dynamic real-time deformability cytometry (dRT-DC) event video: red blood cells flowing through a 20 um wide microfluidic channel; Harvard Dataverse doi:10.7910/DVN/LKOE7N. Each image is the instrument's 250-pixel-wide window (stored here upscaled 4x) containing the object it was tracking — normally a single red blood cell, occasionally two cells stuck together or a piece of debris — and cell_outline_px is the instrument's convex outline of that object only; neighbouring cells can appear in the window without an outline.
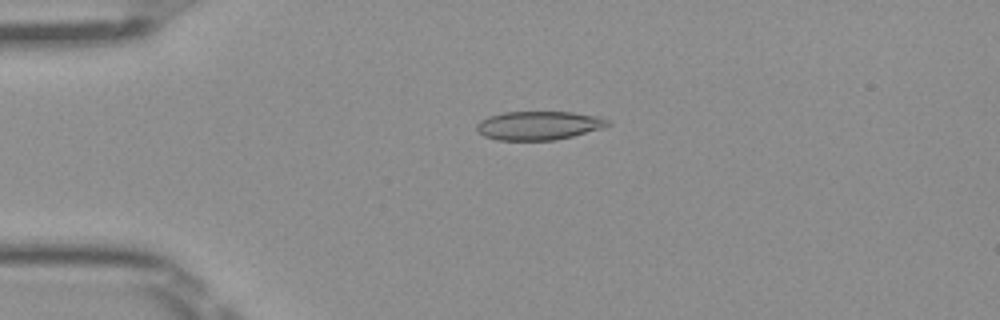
{"species": "Egyptian fruit bat (a non-hibernating species)", "species_latin": "Rousettus aegyptiacus", "temperature_condition": "room temperature", "stored_images_in_passage": 50, "camera_frame_rate_fps": 3000, "um_per_image_px": 0.085, "frame": {"image": 1, "passage_image": 12, "time_ms": 3.667, "image_size_px": [1000, 320], "cell_outline_px": [[612, 124], [604, 128], [556, 140], [496, 140], [484, 136], [476, 132], [476, 124], [480, 120], [488, 116], [504, 112], [572, 112], [596, 116], [608, 120]], "centroid_in_image_um": [45.76, 10.67], "position_along_channel_um": 39.2, "area_um2": 22.08}}
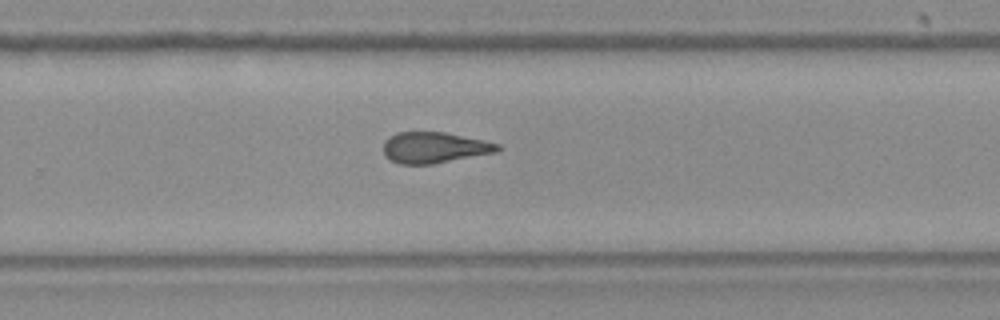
{"frame": {"image": 2, "passage_image": 33, "time_ms": 10.667, "image_size_px": [1000, 320], "cell_outline_px": [[504, 148], [500, 152], [432, 164], [400, 164], [388, 160], [384, 156], [384, 140], [388, 136], [396, 132], [444, 132], [484, 140], [500, 144]], "centroid_in_image_um": [36.94, 12.55], "position_along_channel_um": 292.9, "area_um2": 21.04}}
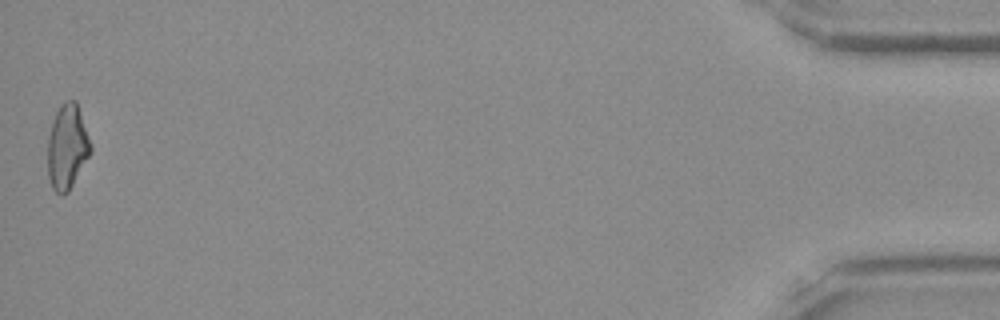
{"frame": {"image": 3, "passage_image": 50, "time_ms": 16.333, "image_size_px": [1000, 320], "cell_outline_px": [[92, 152], [68, 192], [60, 196], [52, 188], [48, 176], [48, 136], [52, 120], [60, 104], [64, 100], [76, 100], [92, 144]], "centroid_in_image_um": [5.72, 12.47], "position_along_channel_um": 429.5, "area_um2": 21.5}, "authors_computed_cell_mechanics": {"area_um2": 21.5016, "velocity_mm_per_s": 4.0685, "shape_relaxation_time_tau1_ms": 7.1439, "shape_relaxation_time_tau2_ms": 2.4326, "deformation_change_tau1": 0.2213, "deformation_change_tau2": 0.1218}}